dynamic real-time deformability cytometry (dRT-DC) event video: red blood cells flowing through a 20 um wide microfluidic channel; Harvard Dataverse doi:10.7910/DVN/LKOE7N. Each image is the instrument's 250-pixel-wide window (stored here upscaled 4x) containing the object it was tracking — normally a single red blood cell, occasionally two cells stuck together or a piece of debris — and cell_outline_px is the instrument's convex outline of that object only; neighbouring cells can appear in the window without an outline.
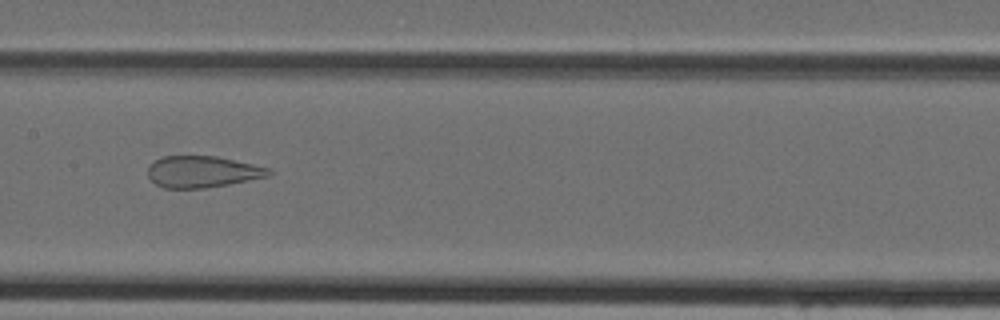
{"species": "Egyptian fruit bat (a non-hibernating species)", "species_latin": "Rousettus aegyptiacus", "temperature_condition": "cold", "stored_images_in_passage": 45, "camera_frame_rate_fps": 3000, "um_per_image_px": 0.085, "animal": {"sex": "female"}, "frame": {"image": 1, "passage_image": 22, "time_ms": 7.0, "image_size_px": [1000, 320], "cell_outline_px": [[272, 172], [268, 176], [228, 184], [204, 188], [164, 188], [156, 184], [148, 176], [148, 164], [164, 156], [216, 156], [272, 168]], "centroid_in_image_um": [17.2, 14.59], "position_along_channel_um": 190.2, "area_um2": 22.14}}
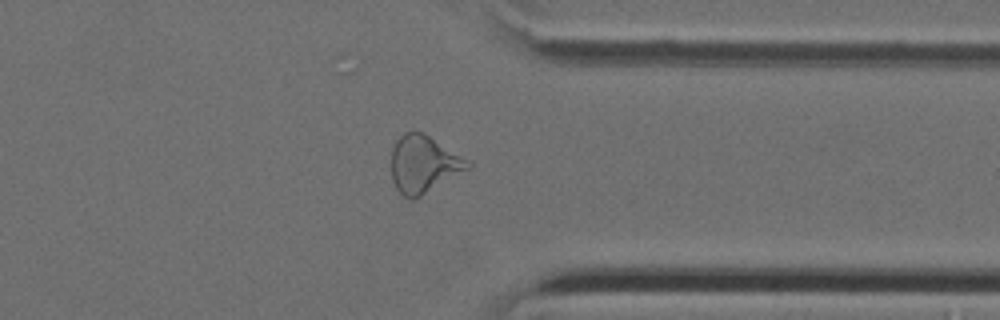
{"frame": {"image": 2, "passage_image": 35, "time_ms": 11.333, "image_size_px": [1000, 320], "cell_outline_px": [[472, 164], [468, 168], [420, 196], [412, 200], [404, 196], [396, 188], [392, 180], [392, 148], [396, 140], [404, 132], [424, 132], [472, 160]], "centroid_in_image_um": [36.02, 13.92], "position_along_channel_um": 375.4, "area_um2": 25.49}}
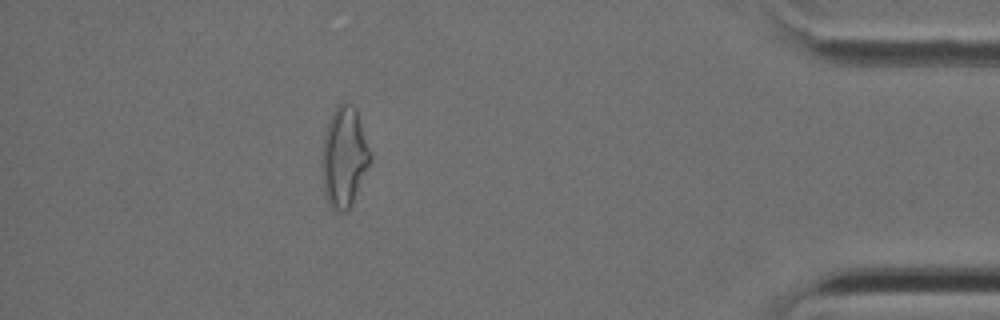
{"frame": {"image": 3, "passage_image": 40, "time_ms": 13.0, "image_size_px": [1000, 320], "cell_outline_px": [[372, 156], [352, 204], [348, 212], [336, 212], [332, 208], [324, 192], [324, 136], [332, 112], [340, 100], [344, 100], [352, 104], [356, 108], [372, 152]], "centroid_in_image_um": [29.3, 13.3], "position_along_channel_um": 405.9, "area_um2": 27.86}}